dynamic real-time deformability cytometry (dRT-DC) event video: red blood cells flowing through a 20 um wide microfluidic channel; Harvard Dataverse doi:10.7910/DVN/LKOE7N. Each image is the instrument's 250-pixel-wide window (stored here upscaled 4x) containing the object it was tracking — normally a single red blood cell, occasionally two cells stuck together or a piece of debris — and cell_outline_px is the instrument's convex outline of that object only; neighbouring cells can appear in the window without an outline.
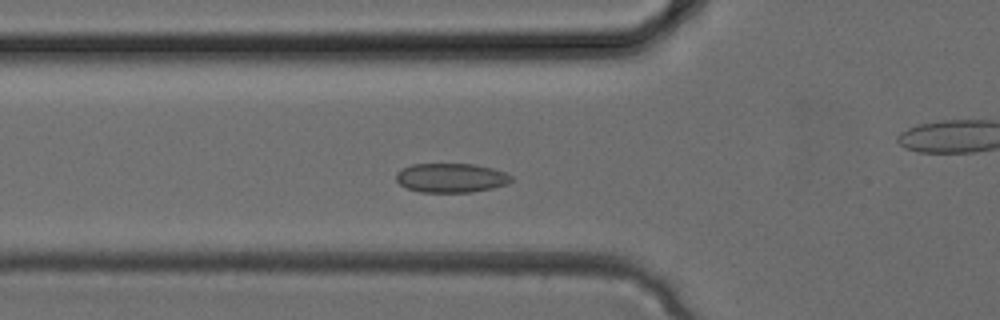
{"species": "common noctule bat (a hibernating species)", "species_latin": "Nyctalus noctula", "temperature_condition": "cold", "stored_images_in_passage": 34, "camera_frame_rate_fps": 3000, "um_per_image_px": 0.085, "animal": {"sex": "female", "body_mass_g": 24.6, "forearm_length_mm": 56.2}, "frame": {"image": 1, "passage_image": 11, "time_ms": 3.333, "image_size_px": [1000, 320], "cell_outline_px": [[512, 180], [508, 184], [492, 188], [472, 192], [420, 192], [408, 188], [400, 184], [396, 180], [396, 172], [400, 168], [412, 164], [476, 164], [492, 168], [504, 172], [512, 176]], "centroid_in_image_um": [38.33, 15.11], "position_along_channel_um": 87.5, "area_um2": 19.71}}
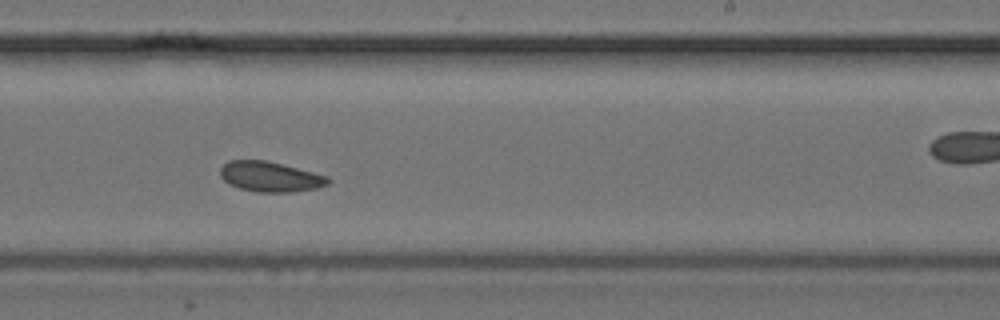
{"frame": {"image": 2, "passage_image": 20, "time_ms": 6.333, "image_size_px": [1000, 320], "cell_outline_px": [[332, 180], [328, 184], [316, 188], [292, 192], [256, 192], [240, 188], [228, 184], [220, 176], [220, 168], [228, 160], [264, 160], [328, 176]], "centroid_in_image_um": [22.94, 15.02], "position_along_channel_um": 266.1, "area_um2": 18.84}}
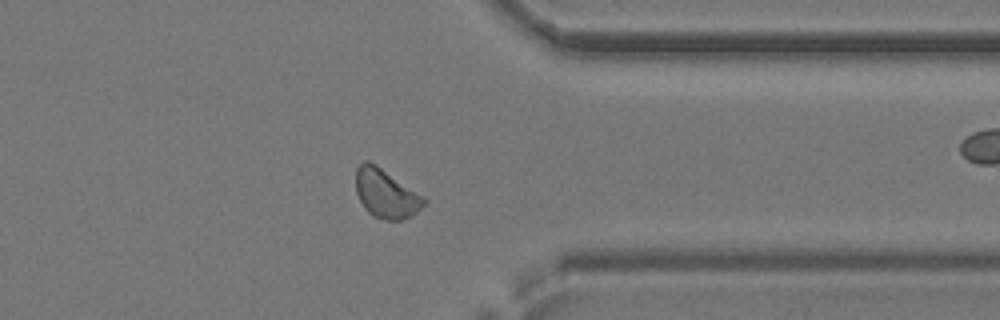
{"frame": {"image": 3, "passage_image": 26, "time_ms": 8.333, "image_size_px": [1000, 320], "cell_outline_px": [[428, 200], [412, 216], [400, 220], [384, 220], [372, 216], [364, 208], [356, 192], [356, 168], [364, 160], [368, 160], [376, 164], [424, 196]], "centroid_in_image_um": [32.8, 16.45], "position_along_channel_um": 378.6, "area_um2": 19.48}}